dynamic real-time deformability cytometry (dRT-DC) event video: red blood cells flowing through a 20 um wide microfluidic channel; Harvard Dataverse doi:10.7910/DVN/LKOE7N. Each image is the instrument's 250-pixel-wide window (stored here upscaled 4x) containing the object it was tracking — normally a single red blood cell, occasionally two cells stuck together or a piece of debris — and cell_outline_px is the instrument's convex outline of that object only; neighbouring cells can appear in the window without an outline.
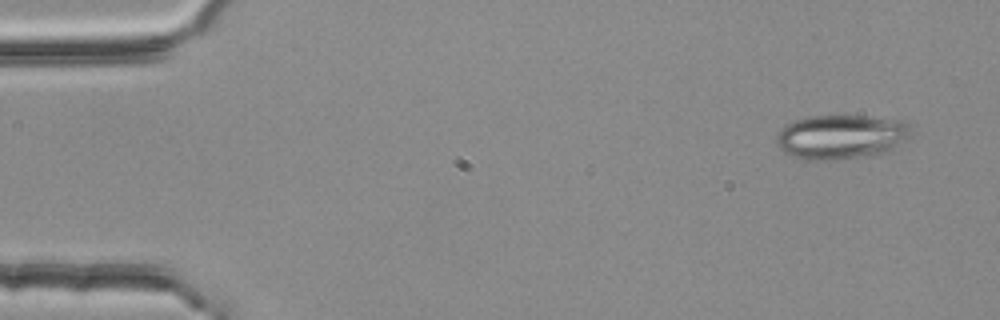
{"species": "common noctule bat (a hibernating species)", "species_latin": "Nyctalus noctula", "temperature_condition": "room temperature", "stored_images_in_passage": 5, "camera_frame_rate_fps": 3000, "um_per_image_px": 0.085, "animal": {"sex": "female", "body_mass_g": 25.1}, "frame": {"image": 1, "passage_image": 1, "time_ms": 0.0, "image_size_px": [1000, 320], "cell_outline_px": [[912, 128], [908, 136], [904, 140], [888, 152], [836, 160], [808, 160], [788, 156], [776, 144], [776, 136], [784, 124], [796, 120], [812, 116], [864, 116], [908, 120], [912, 124]], "centroid_in_image_um": [71.49, 11.63], "position_along_channel_um": 13.5, "area_um2": 35.14}}